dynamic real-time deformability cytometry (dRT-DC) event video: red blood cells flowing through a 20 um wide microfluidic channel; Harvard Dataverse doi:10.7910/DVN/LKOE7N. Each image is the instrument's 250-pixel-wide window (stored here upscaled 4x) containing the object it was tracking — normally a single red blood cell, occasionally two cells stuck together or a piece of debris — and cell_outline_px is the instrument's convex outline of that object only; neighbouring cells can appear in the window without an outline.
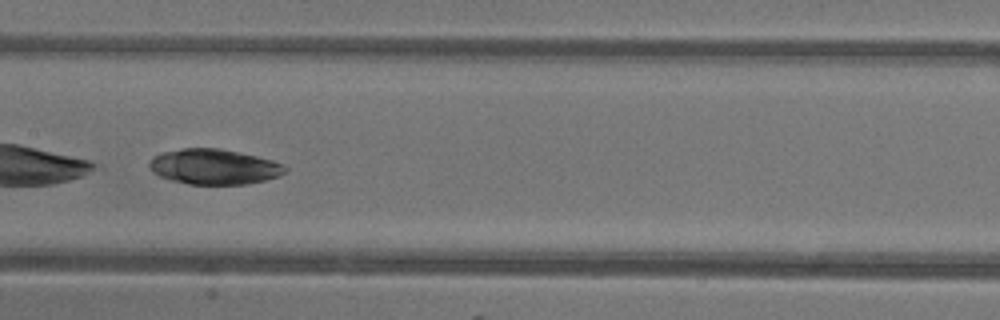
{"species": "common noctule bat (a hibernating species)", "species_latin": "Nyctalus noctula", "temperature_condition": "warm", "stored_images_in_passage": 38, "camera_frame_rate_fps": 3000, "um_per_image_px": 0.085, "animal": {"sex": "female"}, "frame": {"image": 1, "passage_image": 16, "time_ms": 5.0, "image_size_px": [1000, 320], "cell_outline_px": [[288, 172], [280, 176], [248, 184], [188, 184], [172, 180], [160, 176], [152, 172], [148, 164], [152, 156], [160, 152], [184, 148], [216, 148], [256, 156], [272, 160], [284, 164], [288, 168]], "centroid_in_image_um": [18.2, 14.17], "position_along_channel_um": 189.2, "area_um2": 28.03}}
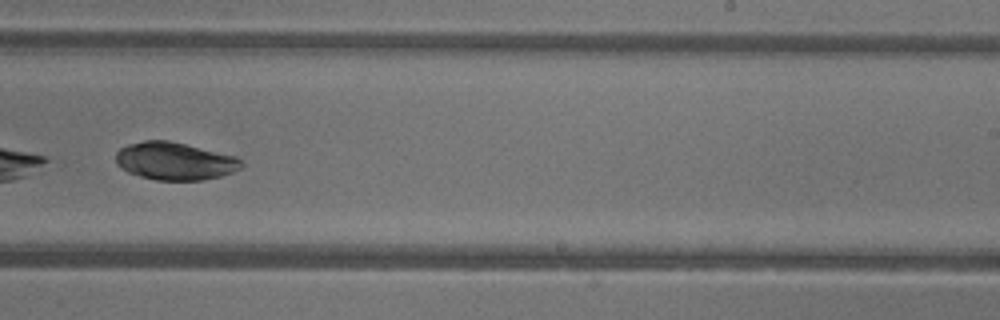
{"frame": {"image": 2, "passage_image": 22, "time_ms": 7.0, "image_size_px": [1000, 320], "cell_outline_px": [[244, 164], [240, 168], [232, 172], [220, 176], [200, 180], [156, 180], [140, 176], [128, 172], [120, 168], [116, 164], [116, 152], [120, 148], [128, 144], [144, 140], [168, 140], [236, 156]], "centroid_in_image_um": [14.82, 13.69], "position_along_channel_um": 274.2, "area_um2": 27.51}}
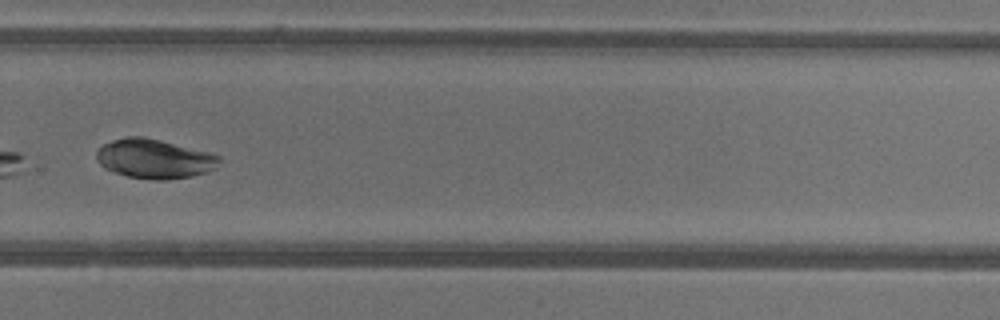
{"frame": {"image": 3, "passage_image": 25, "time_ms": 8.0, "image_size_px": [1000, 320], "cell_outline_px": [[220, 164], [216, 168], [208, 172], [192, 176], [168, 180], [152, 180], [128, 176], [104, 168], [96, 160], [96, 152], [104, 144], [112, 140], [128, 136], [140, 136], [160, 140], [208, 152], [220, 156]], "centroid_in_image_um": [13.14, 13.5], "position_along_channel_um": 316.7, "area_um2": 28.15}, "authors_computed_cell_mechanics": {"area_um2": 29.4202, "velocity_mm_per_s": 4.2735, "shape_relaxation_time_tau1_ms": 3.3078, "shape_relaxation_time_tau2_ms": 4.5902, "deformation_change_tau1": 0.1394, "deformation_change_tau2": 0.0373}}